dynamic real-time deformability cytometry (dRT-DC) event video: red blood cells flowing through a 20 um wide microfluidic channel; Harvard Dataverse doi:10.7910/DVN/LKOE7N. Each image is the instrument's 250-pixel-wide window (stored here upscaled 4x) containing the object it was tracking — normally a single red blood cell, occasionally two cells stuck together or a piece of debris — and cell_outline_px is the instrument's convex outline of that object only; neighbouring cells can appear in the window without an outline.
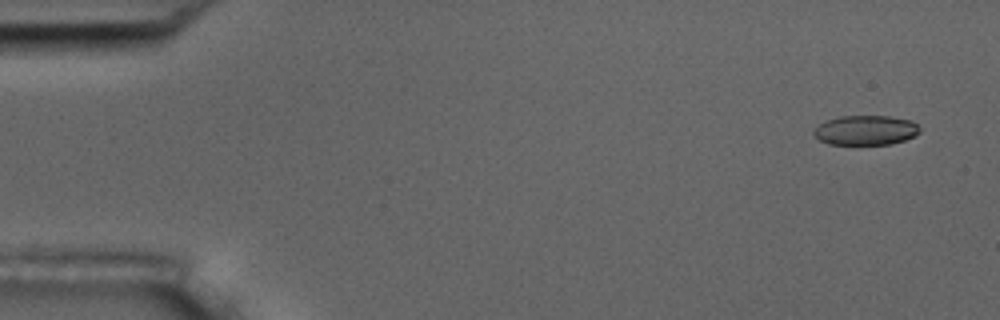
{"species": "common noctule bat (a hibernating species)", "species_latin": "Nyctalus noctula", "temperature_condition": "room temperature", "stored_images_in_passage": 5, "camera_frame_rate_fps": 3000, "um_per_image_px": 0.085, "animal": {"sex": "male", "body_mass_g": 17.5, "forearm_length_mm": 52.3}, "frame": {"image": 1, "passage_image": 1, "time_ms": 0.0, "image_size_px": [1000, 320], "cell_outline_px": [[920, 132], [916, 136], [892, 144], [828, 144], [820, 140], [812, 132], [820, 124], [828, 120], [840, 116], [888, 116], [912, 120], [920, 128]], "centroid_in_image_um": [73.63, 11.07], "position_along_channel_um": 11.4, "area_um2": 18.26}}
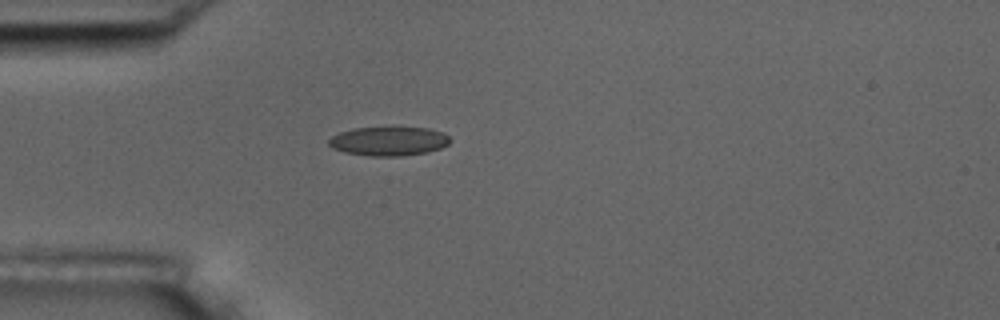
{"frame": {"image": 2, "passage_image": 5, "time_ms": 1.333, "image_size_px": [1000, 320], "cell_outline_px": [[452, 140], [448, 144], [440, 148], [424, 152], [400, 156], [372, 156], [344, 152], [332, 148], [328, 144], [328, 140], [332, 136], [340, 132], [352, 128], [392, 124], [428, 128], [444, 132]], "centroid_in_image_um": [33.04, 11.93], "position_along_channel_um": 52.0, "area_um2": 21.44}}